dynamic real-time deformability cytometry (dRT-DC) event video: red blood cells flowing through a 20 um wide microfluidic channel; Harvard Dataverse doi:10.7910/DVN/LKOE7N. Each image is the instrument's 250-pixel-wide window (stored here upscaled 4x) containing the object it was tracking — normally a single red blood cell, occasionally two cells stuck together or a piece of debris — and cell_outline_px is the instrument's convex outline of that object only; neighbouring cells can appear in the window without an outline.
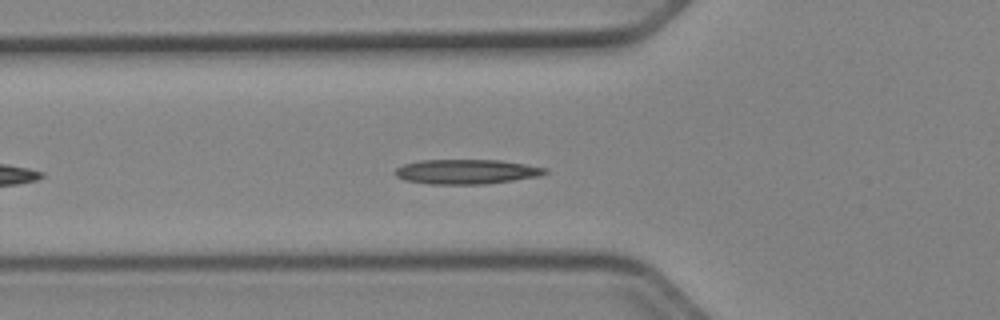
{"species": "Egyptian fruit bat (a non-hibernating species)", "species_latin": "Rousettus aegyptiacus", "temperature_condition": "cold", "stored_images_in_passage": 41, "camera_frame_rate_fps": 3000, "um_per_image_px": 0.085, "animal": {"sex": "female"}, "frame": {"image": 1, "passage_image": 7, "time_ms": 2.0, "image_size_px": [1000, 320], "cell_outline_px": [[548, 172], [540, 176], [484, 184], [428, 184], [404, 180], [396, 176], [392, 172], [396, 168], [404, 164], [420, 160], [500, 160], [548, 168]], "centroid_in_image_um": [39.62, 14.59], "position_along_channel_um": 86.2, "area_um2": 21.62}}
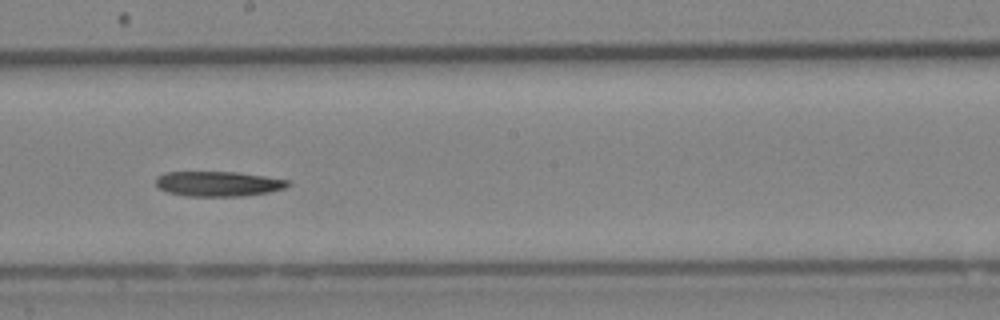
{"frame": {"image": 2, "passage_image": 18, "time_ms": 5.667, "image_size_px": [1000, 320], "cell_outline_px": [[292, 184], [284, 188], [268, 192], [244, 196], [184, 196], [168, 192], [160, 188], [156, 184], [156, 176], [164, 172], [236, 172], [264, 176], [288, 180]], "centroid_in_image_um": [18.54, 15.62], "position_along_channel_um": 229.7, "area_um2": 19.25}}
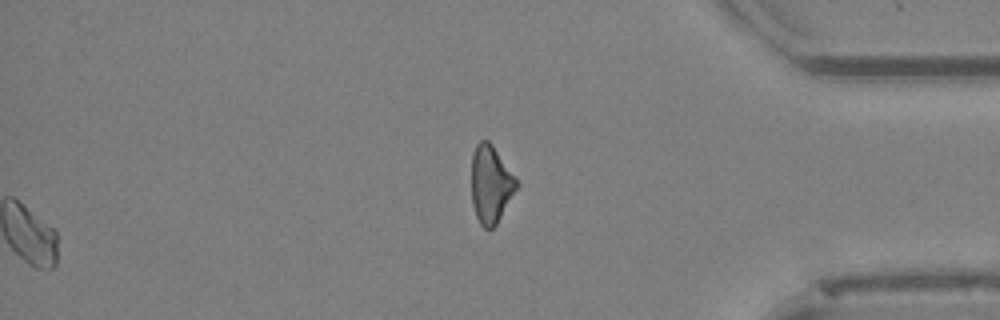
{"frame": {"image": 3, "passage_image": 41, "time_ms": 13.333, "image_size_px": [1000, 320], "cell_outline_px": [[520, 184], [496, 224], [492, 228], [484, 228], [480, 224], [476, 216], [472, 204], [472, 152], [476, 144], [480, 140], [488, 140], [492, 144], [516, 176]], "centroid_in_image_um": [41.73, 15.63], "position_along_channel_um": 393.5, "area_um2": 20.52}}